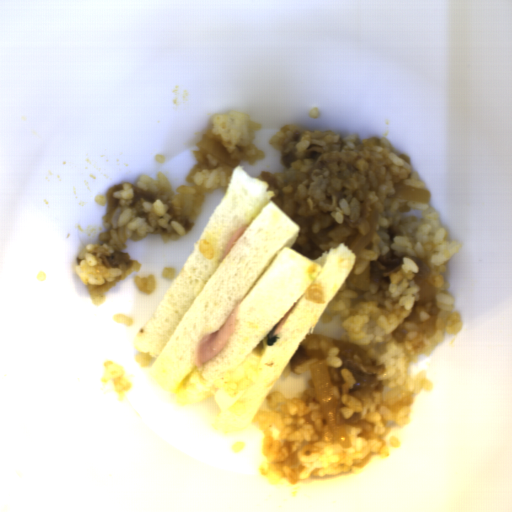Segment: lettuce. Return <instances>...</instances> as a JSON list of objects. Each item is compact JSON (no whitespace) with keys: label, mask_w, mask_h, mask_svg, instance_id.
<instances>
[{"label":"lettuce","mask_w":512,"mask_h":512,"mask_svg":"<svg viewBox=\"0 0 512 512\" xmlns=\"http://www.w3.org/2000/svg\"><path fill=\"white\" fill-rule=\"evenodd\" d=\"M277 339H278L277 335H276V336H274V335H273V332H270V333L268 334L267 338H266V344H267V346H270V347H271L272 345H274V344L276 343Z\"/></svg>","instance_id":"1"}]
</instances>
